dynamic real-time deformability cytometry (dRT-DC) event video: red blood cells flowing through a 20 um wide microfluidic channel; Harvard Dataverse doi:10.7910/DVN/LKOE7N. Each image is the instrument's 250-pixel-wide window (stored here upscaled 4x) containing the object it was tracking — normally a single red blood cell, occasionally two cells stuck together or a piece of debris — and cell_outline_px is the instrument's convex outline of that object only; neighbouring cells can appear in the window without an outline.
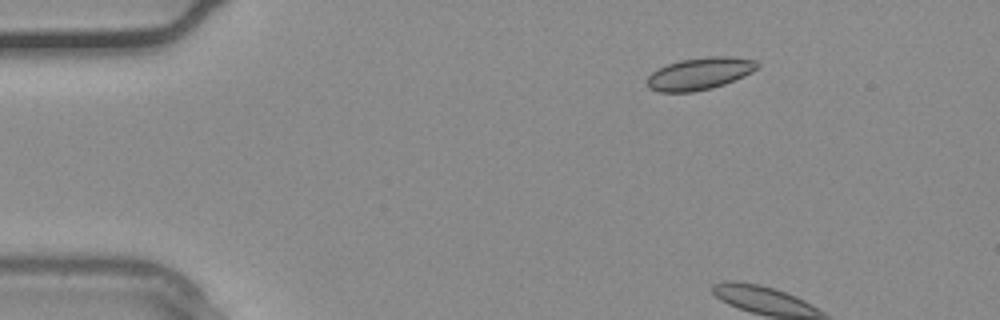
{"species": "common noctule bat (a hibernating species)", "species_latin": "Nyctalus noctula", "temperature_condition": "warm", "stored_images_in_passage": 3, "camera_frame_rate_fps": 3000, "um_per_image_px": 0.085, "animal": {"sex": "male", "body_mass_g": 20.4}, "frame": {"image": 1, "passage_image": 1, "time_ms": 0.0, "image_size_px": [1000, 320], "cell_outline_px": [[760, 64], [752, 72], [736, 80], [712, 88], [692, 92], [660, 92], [648, 88], [648, 76], [652, 72], [668, 64], [680, 60], [708, 56], [728, 56], [756, 60]], "centroid_in_image_um": [59.49, 6.26], "position_along_channel_um": 25.5, "area_um2": 20.63}}